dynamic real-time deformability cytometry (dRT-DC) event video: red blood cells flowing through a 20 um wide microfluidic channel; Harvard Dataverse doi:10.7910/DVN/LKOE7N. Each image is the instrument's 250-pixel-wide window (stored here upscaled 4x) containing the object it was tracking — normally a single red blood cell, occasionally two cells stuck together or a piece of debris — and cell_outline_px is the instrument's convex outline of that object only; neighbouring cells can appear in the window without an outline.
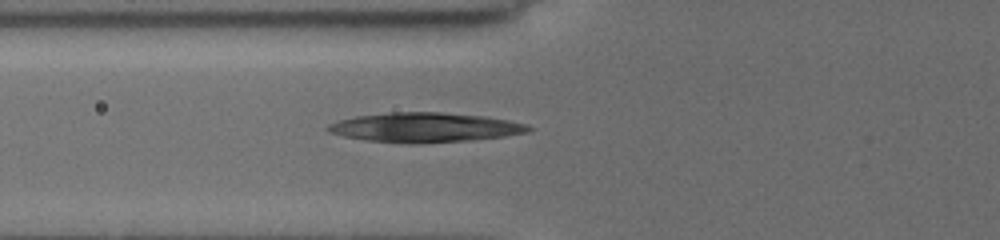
{"species": "common noctule bat (a hibernating species)", "species_latin": "Nyctalus noctula", "temperature_condition": "cold", "stored_images_in_passage": 8, "camera_frame_rate_fps": 3000, "um_per_image_px": 0.085, "animal": {"sex": "female", "body_mass_g": 19.5, "forearm_length_mm": 54.1}, "frame": {"image": 1, "passage_image": 8, "time_ms": 6.667, "image_size_px": [1000, 240], "cell_outline_px": [[532, 128], [524, 132], [504, 136], [472, 140], [420, 144], [408, 144], [368, 140], [344, 136], [328, 132], [324, 128], [328, 124], [340, 120], [356, 116], [392, 112], [440, 112], [484, 116], [508, 120], [524, 124]], "centroid_in_image_um": [36.05, 10.84], "position_along_channel_um": 89.7, "area_um2": 34.39}}